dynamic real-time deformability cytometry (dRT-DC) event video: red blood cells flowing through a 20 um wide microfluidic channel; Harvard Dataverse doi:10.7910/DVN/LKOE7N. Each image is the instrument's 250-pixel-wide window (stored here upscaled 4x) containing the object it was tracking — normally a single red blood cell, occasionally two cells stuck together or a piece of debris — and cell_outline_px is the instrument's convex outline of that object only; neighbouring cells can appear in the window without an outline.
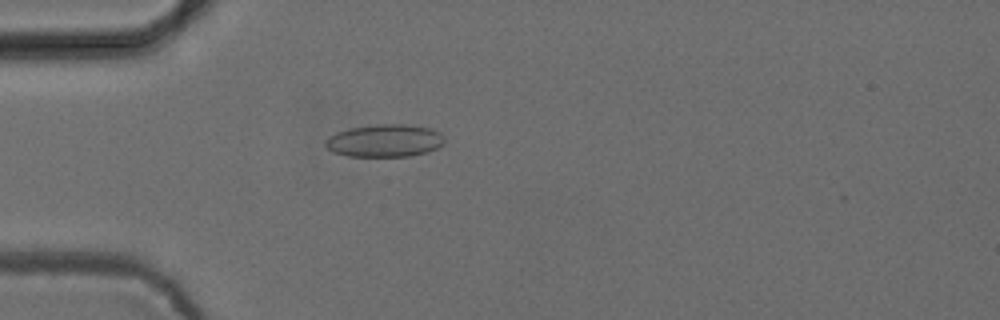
{"species": "common noctule bat (a hibernating species)", "species_latin": "Nyctalus noctula", "temperature_condition": "cold", "stored_images_in_passage": 52, "camera_frame_rate_fps": 3000, "um_per_image_px": 0.085, "animal": {"sex": "female", "body_mass_g": 24.6, "forearm_length_mm": 56.2}, "frame": {"image": 1, "passage_image": 15, "time_ms": 4.667, "image_size_px": [1000, 320], "cell_outline_px": [[444, 144], [428, 152], [408, 156], [348, 156], [332, 152], [324, 144], [324, 140], [328, 136], [336, 132], [348, 128], [376, 124], [404, 124], [428, 128], [440, 132], [444, 140]], "centroid_in_image_um": [32.66, 11.95], "position_along_channel_um": 52.3, "area_um2": 22.72}}
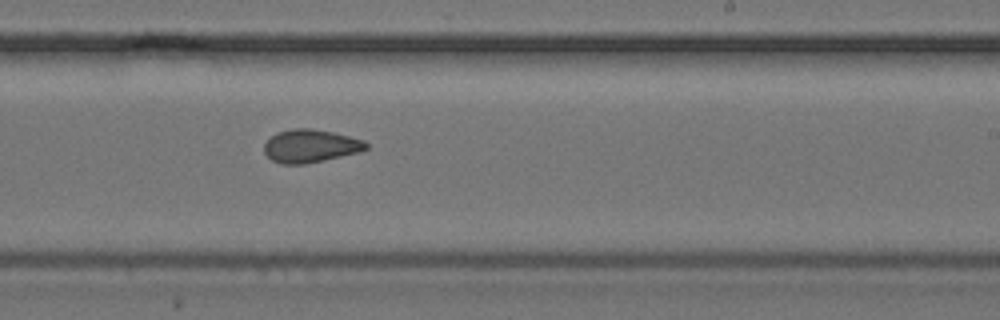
{"frame": {"image": 2, "passage_image": 32, "time_ms": 10.333, "image_size_px": [1000, 320], "cell_outline_px": [[368, 148], [360, 152], [324, 160], [304, 164], [280, 164], [272, 160], [264, 152], [264, 144], [276, 132], [292, 128], [308, 128], [332, 132], [364, 140], [368, 144]], "centroid_in_image_um": [26.38, 12.41], "position_along_channel_um": 262.6, "area_um2": 19.59}}
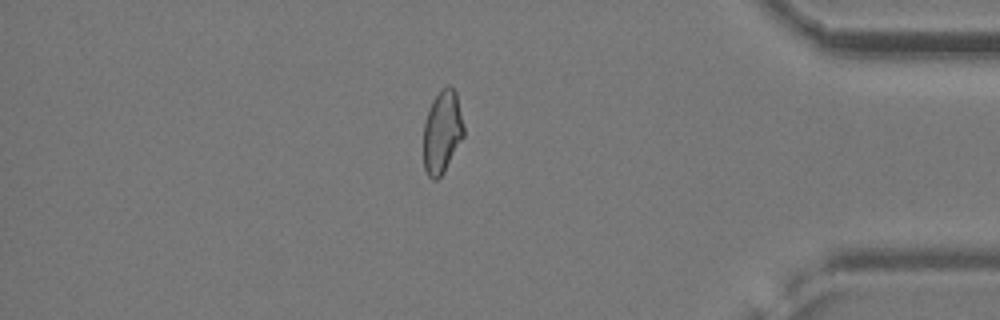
{"frame": {"image": 3, "passage_image": 45, "time_ms": 14.667, "image_size_px": [1000, 320], "cell_outline_px": [[464, 136], [444, 172], [436, 180], [432, 180], [428, 176], [424, 168], [424, 120], [432, 100], [448, 84], [456, 92], [464, 128]], "centroid_in_image_um": [37.58, 11.24], "position_along_channel_um": 397.6, "area_um2": 19.31}, "authors_computed_cell_mechanics": {"area_um2": 20.1144, "velocity_mm_per_s": 3.8803, "shape_relaxation_time_tau1_ms": 10.8846, "shape_relaxation_time_tau2_ms": 2.0661, "deformation_change_tau1": 0.1657, "deformation_change_tau2": 0.0693}}